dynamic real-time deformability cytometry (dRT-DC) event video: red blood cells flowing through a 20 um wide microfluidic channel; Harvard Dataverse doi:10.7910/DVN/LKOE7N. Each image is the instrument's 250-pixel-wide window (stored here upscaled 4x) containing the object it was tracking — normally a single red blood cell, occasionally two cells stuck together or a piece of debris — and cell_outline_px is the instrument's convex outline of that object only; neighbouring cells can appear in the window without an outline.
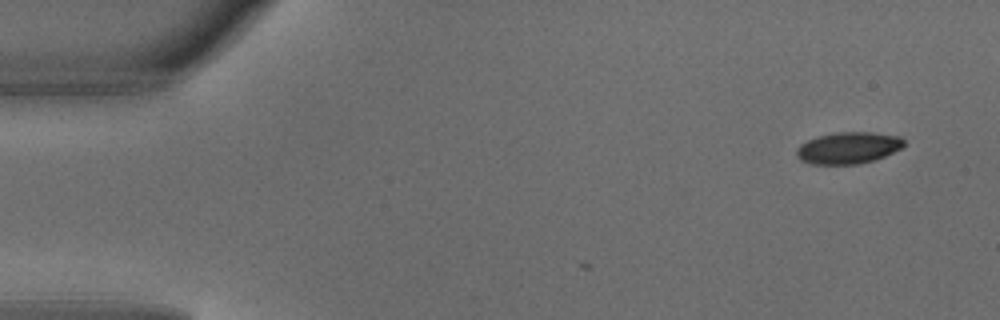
{"species": "common noctule bat (a hibernating species)", "species_latin": "Nyctalus noctula", "temperature_condition": "warm", "stored_images_in_passage": 2, "camera_frame_rate_fps": 3000, "um_per_image_px": 0.085, "animal": {"sex": "male", "body_mass_g": 18.8}, "frame": {"image": 1, "passage_image": 2, "time_ms": 0.333, "image_size_px": [1000, 320], "cell_outline_px": [[904, 144], [900, 148], [884, 156], [860, 164], [812, 164], [800, 160], [796, 156], [796, 148], [800, 144], [808, 140], [820, 136], [836, 132], [872, 132], [900, 136], [904, 140]], "centroid_in_image_um": [72.08, 12.57], "position_along_channel_um": 12.9, "area_um2": 19.71}}